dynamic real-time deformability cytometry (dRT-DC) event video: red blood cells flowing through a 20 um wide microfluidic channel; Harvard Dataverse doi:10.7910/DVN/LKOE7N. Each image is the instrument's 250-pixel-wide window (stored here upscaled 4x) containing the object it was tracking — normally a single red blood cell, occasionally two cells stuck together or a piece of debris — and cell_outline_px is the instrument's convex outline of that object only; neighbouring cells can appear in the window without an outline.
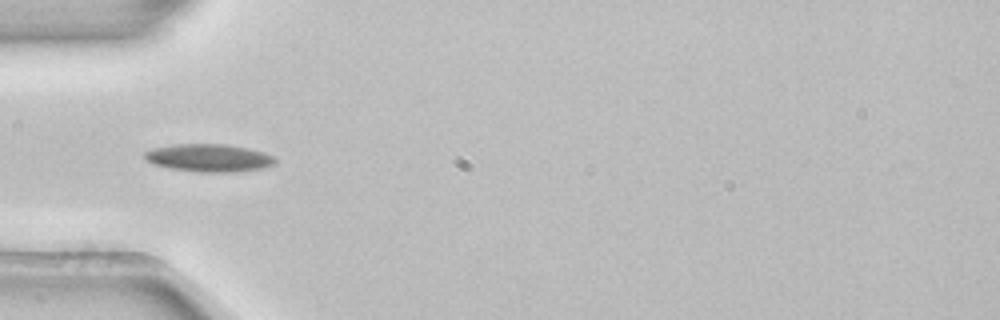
{"species": "common noctule bat (a hibernating species)", "species_latin": "Nyctalus noctula", "temperature_condition": "room temperature", "stored_images_in_passage": 37, "camera_frame_rate_fps": 3000, "um_per_image_px": 0.085, "animal": {"sex": "female", "body_mass_g": 22.7, "forearm_length_mm": 54.2}, "frame": {"image": 1, "passage_image": 1, "time_ms": 0.0, "image_size_px": [1000, 320], "cell_outline_px": [[276, 164], [264, 168], [236, 172], [196, 172], [172, 168], [152, 164], [144, 156], [144, 152], [152, 148], [172, 144], [228, 144], [248, 148], [264, 152], [276, 156]], "centroid_in_image_um": [17.81, 13.42], "position_along_channel_um": 67.2, "area_um2": 21.39}}
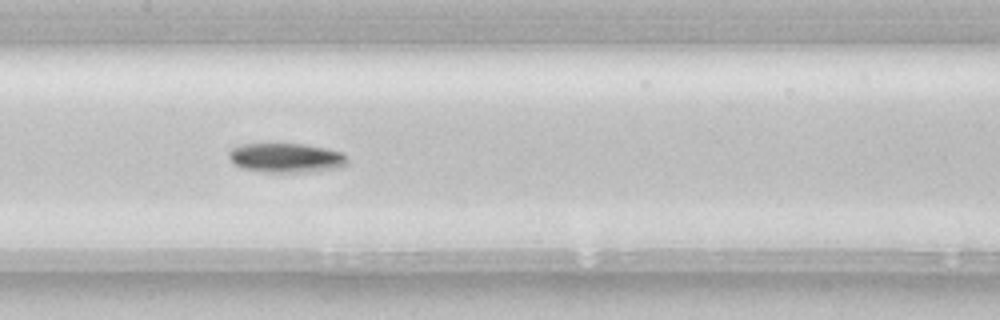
{"frame": {"image": 2, "passage_image": 10, "time_ms": 3.0, "image_size_px": [1000, 320], "cell_outline_px": [[348, 164], [340, 168], [312, 172], [264, 172], [240, 168], [228, 156], [228, 152], [232, 148], [240, 144], [304, 144], [328, 148], [344, 152], [348, 156]], "centroid_in_image_um": [24.4, 13.42], "position_along_channel_um": 183.0, "area_um2": 20.69}}
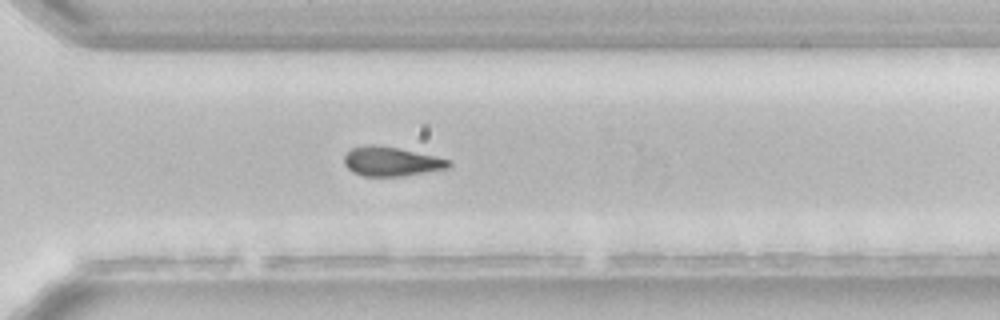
{"frame": {"image": 3, "passage_image": 22, "time_ms": 7.0, "image_size_px": [1000, 320], "cell_outline_px": [[452, 164], [448, 168], [404, 176], [364, 176], [352, 172], [344, 164], [344, 156], [352, 148], [364, 144], [372, 144], [396, 148], [436, 156], [452, 160]], "centroid_in_image_um": [33.26, 13.73], "position_along_channel_um": 337.3, "area_um2": 17.86}, "authors_computed_cell_mechanics": {"area_um2": 18.496, "velocity_mm_per_s": 3.8709, "shape_relaxation_time_tau1_ms": 5.2939, "shape_relaxation_time_tau2_ms": null, "deformation_change_tau1": 0.1362, "deformation_change_tau2": null}}